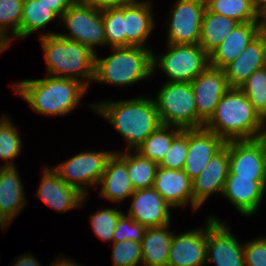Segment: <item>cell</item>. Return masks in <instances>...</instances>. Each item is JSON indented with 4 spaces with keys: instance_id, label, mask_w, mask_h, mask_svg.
Wrapping results in <instances>:
<instances>
[{
    "instance_id": "17",
    "label": "cell",
    "mask_w": 266,
    "mask_h": 266,
    "mask_svg": "<svg viewBox=\"0 0 266 266\" xmlns=\"http://www.w3.org/2000/svg\"><path fill=\"white\" fill-rule=\"evenodd\" d=\"M266 189V178H245L228 174L222 195L245 216L257 211Z\"/></svg>"
},
{
    "instance_id": "31",
    "label": "cell",
    "mask_w": 266,
    "mask_h": 266,
    "mask_svg": "<svg viewBox=\"0 0 266 266\" xmlns=\"http://www.w3.org/2000/svg\"><path fill=\"white\" fill-rule=\"evenodd\" d=\"M206 9L235 19L239 23L261 22L254 10L252 0H212L206 5Z\"/></svg>"
},
{
    "instance_id": "25",
    "label": "cell",
    "mask_w": 266,
    "mask_h": 266,
    "mask_svg": "<svg viewBox=\"0 0 266 266\" xmlns=\"http://www.w3.org/2000/svg\"><path fill=\"white\" fill-rule=\"evenodd\" d=\"M101 184L100 196L112 202H121L135 192L128 175L126 163L115 152L107 162L98 185Z\"/></svg>"
},
{
    "instance_id": "4",
    "label": "cell",
    "mask_w": 266,
    "mask_h": 266,
    "mask_svg": "<svg viewBox=\"0 0 266 266\" xmlns=\"http://www.w3.org/2000/svg\"><path fill=\"white\" fill-rule=\"evenodd\" d=\"M40 41L44 50L47 75L75 79L88 88L89 81L92 82L94 78L97 53L79 42L64 39L54 32L40 34Z\"/></svg>"
},
{
    "instance_id": "1",
    "label": "cell",
    "mask_w": 266,
    "mask_h": 266,
    "mask_svg": "<svg viewBox=\"0 0 266 266\" xmlns=\"http://www.w3.org/2000/svg\"><path fill=\"white\" fill-rule=\"evenodd\" d=\"M92 109L106 118L127 141V150H136L161 125L155 100L138 97L117 102H101Z\"/></svg>"
},
{
    "instance_id": "19",
    "label": "cell",
    "mask_w": 266,
    "mask_h": 266,
    "mask_svg": "<svg viewBox=\"0 0 266 266\" xmlns=\"http://www.w3.org/2000/svg\"><path fill=\"white\" fill-rule=\"evenodd\" d=\"M228 142L225 147L205 165L201 173L192 181L193 199L199 205L213 193L222 194L228 175Z\"/></svg>"
},
{
    "instance_id": "7",
    "label": "cell",
    "mask_w": 266,
    "mask_h": 266,
    "mask_svg": "<svg viewBox=\"0 0 266 266\" xmlns=\"http://www.w3.org/2000/svg\"><path fill=\"white\" fill-rule=\"evenodd\" d=\"M169 50L159 58L153 53V73L161 67L168 82H191L209 66V55L199 44H168ZM159 63V64H158Z\"/></svg>"
},
{
    "instance_id": "8",
    "label": "cell",
    "mask_w": 266,
    "mask_h": 266,
    "mask_svg": "<svg viewBox=\"0 0 266 266\" xmlns=\"http://www.w3.org/2000/svg\"><path fill=\"white\" fill-rule=\"evenodd\" d=\"M60 19L69 30L68 35L58 34L60 37L79 42L93 52L97 44L106 45L102 8L76 0Z\"/></svg>"
},
{
    "instance_id": "40",
    "label": "cell",
    "mask_w": 266,
    "mask_h": 266,
    "mask_svg": "<svg viewBox=\"0 0 266 266\" xmlns=\"http://www.w3.org/2000/svg\"><path fill=\"white\" fill-rule=\"evenodd\" d=\"M245 266H266V237L243 244Z\"/></svg>"
},
{
    "instance_id": "20",
    "label": "cell",
    "mask_w": 266,
    "mask_h": 266,
    "mask_svg": "<svg viewBox=\"0 0 266 266\" xmlns=\"http://www.w3.org/2000/svg\"><path fill=\"white\" fill-rule=\"evenodd\" d=\"M262 33L261 22L239 23L209 54V66L223 69Z\"/></svg>"
},
{
    "instance_id": "37",
    "label": "cell",
    "mask_w": 266,
    "mask_h": 266,
    "mask_svg": "<svg viewBox=\"0 0 266 266\" xmlns=\"http://www.w3.org/2000/svg\"><path fill=\"white\" fill-rule=\"evenodd\" d=\"M188 154V129L181 130L172 141L159 167L183 170Z\"/></svg>"
},
{
    "instance_id": "6",
    "label": "cell",
    "mask_w": 266,
    "mask_h": 266,
    "mask_svg": "<svg viewBox=\"0 0 266 266\" xmlns=\"http://www.w3.org/2000/svg\"><path fill=\"white\" fill-rule=\"evenodd\" d=\"M154 100L162 125L182 130L197 128V107L190 82L166 81Z\"/></svg>"
},
{
    "instance_id": "11",
    "label": "cell",
    "mask_w": 266,
    "mask_h": 266,
    "mask_svg": "<svg viewBox=\"0 0 266 266\" xmlns=\"http://www.w3.org/2000/svg\"><path fill=\"white\" fill-rule=\"evenodd\" d=\"M205 9L201 0H177L168 23V44H199Z\"/></svg>"
},
{
    "instance_id": "12",
    "label": "cell",
    "mask_w": 266,
    "mask_h": 266,
    "mask_svg": "<svg viewBox=\"0 0 266 266\" xmlns=\"http://www.w3.org/2000/svg\"><path fill=\"white\" fill-rule=\"evenodd\" d=\"M206 264L216 266H245L243 245L216 217L207 220Z\"/></svg>"
},
{
    "instance_id": "36",
    "label": "cell",
    "mask_w": 266,
    "mask_h": 266,
    "mask_svg": "<svg viewBox=\"0 0 266 266\" xmlns=\"http://www.w3.org/2000/svg\"><path fill=\"white\" fill-rule=\"evenodd\" d=\"M124 213L116 208L114 209H101L95 214L89 216L91 226L95 235H97L103 241H112L115 228L119 218Z\"/></svg>"
},
{
    "instance_id": "3",
    "label": "cell",
    "mask_w": 266,
    "mask_h": 266,
    "mask_svg": "<svg viewBox=\"0 0 266 266\" xmlns=\"http://www.w3.org/2000/svg\"><path fill=\"white\" fill-rule=\"evenodd\" d=\"M44 79L23 80L12 85L15 93L42 115L70 113L88 88L80 81L49 76Z\"/></svg>"
},
{
    "instance_id": "28",
    "label": "cell",
    "mask_w": 266,
    "mask_h": 266,
    "mask_svg": "<svg viewBox=\"0 0 266 266\" xmlns=\"http://www.w3.org/2000/svg\"><path fill=\"white\" fill-rule=\"evenodd\" d=\"M115 153L126 163L128 175L135 190L153 187L159 166L157 163L143 157L136 150L130 153L127 150L124 154Z\"/></svg>"
},
{
    "instance_id": "42",
    "label": "cell",
    "mask_w": 266,
    "mask_h": 266,
    "mask_svg": "<svg viewBox=\"0 0 266 266\" xmlns=\"http://www.w3.org/2000/svg\"><path fill=\"white\" fill-rule=\"evenodd\" d=\"M81 2L87 3L89 5H94L96 7H106V6H116L122 5L137 0H80Z\"/></svg>"
},
{
    "instance_id": "47",
    "label": "cell",
    "mask_w": 266,
    "mask_h": 266,
    "mask_svg": "<svg viewBox=\"0 0 266 266\" xmlns=\"http://www.w3.org/2000/svg\"><path fill=\"white\" fill-rule=\"evenodd\" d=\"M10 47V42L4 38V36L0 33V54L2 51H5Z\"/></svg>"
},
{
    "instance_id": "46",
    "label": "cell",
    "mask_w": 266,
    "mask_h": 266,
    "mask_svg": "<svg viewBox=\"0 0 266 266\" xmlns=\"http://www.w3.org/2000/svg\"><path fill=\"white\" fill-rule=\"evenodd\" d=\"M256 140L260 143L262 147L266 164V128L257 136Z\"/></svg>"
},
{
    "instance_id": "15",
    "label": "cell",
    "mask_w": 266,
    "mask_h": 266,
    "mask_svg": "<svg viewBox=\"0 0 266 266\" xmlns=\"http://www.w3.org/2000/svg\"><path fill=\"white\" fill-rule=\"evenodd\" d=\"M44 169L41 184L35 195L61 213L82 207L86 196L77 188L65 183L53 168Z\"/></svg>"
},
{
    "instance_id": "49",
    "label": "cell",
    "mask_w": 266,
    "mask_h": 266,
    "mask_svg": "<svg viewBox=\"0 0 266 266\" xmlns=\"http://www.w3.org/2000/svg\"><path fill=\"white\" fill-rule=\"evenodd\" d=\"M0 227H4L5 228V226H8L1 218H0Z\"/></svg>"
},
{
    "instance_id": "33",
    "label": "cell",
    "mask_w": 266,
    "mask_h": 266,
    "mask_svg": "<svg viewBox=\"0 0 266 266\" xmlns=\"http://www.w3.org/2000/svg\"><path fill=\"white\" fill-rule=\"evenodd\" d=\"M239 88L266 123V66L254 71Z\"/></svg>"
},
{
    "instance_id": "39",
    "label": "cell",
    "mask_w": 266,
    "mask_h": 266,
    "mask_svg": "<svg viewBox=\"0 0 266 266\" xmlns=\"http://www.w3.org/2000/svg\"><path fill=\"white\" fill-rule=\"evenodd\" d=\"M145 230V226L123 214L117 222V226L113 234V242L131 240L141 243Z\"/></svg>"
},
{
    "instance_id": "10",
    "label": "cell",
    "mask_w": 266,
    "mask_h": 266,
    "mask_svg": "<svg viewBox=\"0 0 266 266\" xmlns=\"http://www.w3.org/2000/svg\"><path fill=\"white\" fill-rule=\"evenodd\" d=\"M197 107V128H202L214 115L222 96L230 89L223 69L208 66L191 82Z\"/></svg>"
},
{
    "instance_id": "34",
    "label": "cell",
    "mask_w": 266,
    "mask_h": 266,
    "mask_svg": "<svg viewBox=\"0 0 266 266\" xmlns=\"http://www.w3.org/2000/svg\"><path fill=\"white\" fill-rule=\"evenodd\" d=\"M18 133L8 117L0 119V159L7 161L4 167H14L13 160L21 151L22 140Z\"/></svg>"
},
{
    "instance_id": "41",
    "label": "cell",
    "mask_w": 266,
    "mask_h": 266,
    "mask_svg": "<svg viewBox=\"0 0 266 266\" xmlns=\"http://www.w3.org/2000/svg\"><path fill=\"white\" fill-rule=\"evenodd\" d=\"M50 7L60 18L76 0H39Z\"/></svg>"
},
{
    "instance_id": "50",
    "label": "cell",
    "mask_w": 266,
    "mask_h": 266,
    "mask_svg": "<svg viewBox=\"0 0 266 266\" xmlns=\"http://www.w3.org/2000/svg\"><path fill=\"white\" fill-rule=\"evenodd\" d=\"M205 5H207L212 0H201Z\"/></svg>"
},
{
    "instance_id": "27",
    "label": "cell",
    "mask_w": 266,
    "mask_h": 266,
    "mask_svg": "<svg viewBox=\"0 0 266 266\" xmlns=\"http://www.w3.org/2000/svg\"><path fill=\"white\" fill-rule=\"evenodd\" d=\"M239 24L235 19L205 9L199 45L209 55Z\"/></svg>"
},
{
    "instance_id": "35",
    "label": "cell",
    "mask_w": 266,
    "mask_h": 266,
    "mask_svg": "<svg viewBox=\"0 0 266 266\" xmlns=\"http://www.w3.org/2000/svg\"><path fill=\"white\" fill-rule=\"evenodd\" d=\"M23 1L24 0H0V33L9 42H11L12 37L16 39L20 38ZM10 25L11 32L7 34Z\"/></svg>"
},
{
    "instance_id": "9",
    "label": "cell",
    "mask_w": 266,
    "mask_h": 266,
    "mask_svg": "<svg viewBox=\"0 0 266 266\" xmlns=\"http://www.w3.org/2000/svg\"><path fill=\"white\" fill-rule=\"evenodd\" d=\"M112 152H81L53 168L65 183L77 188L85 196L84 185H97ZM84 184V185H82ZM82 185V186H81Z\"/></svg>"
},
{
    "instance_id": "29",
    "label": "cell",
    "mask_w": 266,
    "mask_h": 266,
    "mask_svg": "<svg viewBox=\"0 0 266 266\" xmlns=\"http://www.w3.org/2000/svg\"><path fill=\"white\" fill-rule=\"evenodd\" d=\"M181 130L182 129L174 126L161 125L144 140L136 151L143 157L149 158L151 161H154L159 165L164 159L165 154L168 152L173 138Z\"/></svg>"
},
{
    "instance_id": "18",
    "label": "cell",
    "mask_w": 266,
    "mask_h": 266,
    "mask_svg": "<svg viewBox=\"0 0 266 266\" xmlns=\"http://www.w3.org/2000/svg\"><path fill=\"white\" fill-rule=\"evenodd\" d=\"M207 224L172 237L167 266H205Z\"/></svg>"
},
{
    "instance_id": "30",
    "label": "cell",
    "mask_w": 266,
    "mask_h": 266,
    "mask_svg": "<svg viewBox=\"0 0 266 266\" xmlns=\"http://www.w3.org/2000/svg\"><path fill=\"white\" fill-rule=\"evenodd\" d=\"M58 15L39 0H24L20 22V38L45 28Z\"/></svg>"
},
{
    "instance_id": "14",
    "label": "cell",
    "mask_w": 266,
    "mask_h": 266,
    "mask_svg": "<svg viewBox=\"0 0 266 266\" xmlns=\"http://www.w3.org/2000/svg\"><path fill=\"white\" fill-rule=\"evenodd\" d=\"M228 156V174L245 178H266L264 153L256 139L229 141Z\"/></svg>"
},
{
    "instance_id": "38",
    "label": "cell",
    "mask_w": 266,
    "mask_h": 266,
    "mask_svg": "<svg viewBox=\"0 0 266 266\" xmlns=\"http://www.w3.org/2000/svg\"><path fill=\"white\" fill-rule=\"evenodd\" d=\"M112 250L114 266H138L142 264L141 243L131 240L113 242Z\"/></svg>"
},
{
    "instance_id": "5",
    "label": "cell",
    "mask_w": 266,
    "mask_h": 266,
    "mask_svg": "<svg viewBox=\"0 0 266 266\" xmlns=\"http://www.w3.org/2000/svg\"><path fill=\"white\" fill-rule=\"evenodd\" d=\"M106 58L95 55L94 81L112 85H132L153 73V52L139 46L112 47Z\"/></svg>"
},
{
    "instance_id": "32",
    "label": "cell",
    "mask_w": 266,
    "mask_h": 266,
    "mask_svg": "<svg viewBox=\"0 0 266 266\" xmlns=\"http://www.w3.org/2000/svg\"><path fill=\"white\" fill-rule=\"evenodd\" d=\"M102 19L109 47H126L124 4L102 7Z\"/></svg>"
},
{
    "instance_id": "13",
    "label": "cell",
    "mask_w": 266,
    "mask_h": 266,
    "mask_svg": "<svg viewBox=\"0 0 266 266\" xmlns=\"http://www.w3.org/2000/svg\"><path fill=\"white\" fill-rule=\"evenodd\" d=\"M225 144L221 137L205 127L188 129V154L183 168L185 174L193 181Z\"/></svg>"
},
{
    "instance_id": "48",
    "label": "cell",
    "mask_w": 266,
    "mask_h": 266,
    "mask_svg": "<svg viewBox=\"0 0 266 266\" xmlns=\"http://www.w3.org/2000/svg\"><path fill=\"white\" fill-rule=\"evenodd\" d=\"M261 24H262V32L266 35V14L263 17H261Z\"/></svg>"
},
{
    "instance_id": "45",
    "label": "cell",
    "mask_w": 266,
    "mask_h": 266,
    "mask_svg": "<svg viewBox=\"0 0 266 266\" xmlns=\"http://www.w3.org/2000/svg\"><path fill=\"white\" fill-rule=\"evenodd\" d=\"M49 266H82L76 263V261H71V259H56V262H52V264H50Z\"/></svg>"
},
{
    "instance_id": "24",
    "label": "cell",
    "mask_w": 266,
    "mask_h": 266,
    "mask_svg": "<svg viewBox=\"0 0 266 266\" xmlns=\"http://www.w3.org/2000/svg\"><path fill=\"white\" fill-rule=\"evenodd\" d=\"M149 0L134 1L124 4V26L126 33V47H145V40L154 28Z\"/></svg>"
},
{
    "instance_id": "44",
    "label": "cell",
    "mask_w": 266,
    "mask_h": 266,
    "mask_svg": "<svg viewBox=\"0 0 266 266\" xmlns=\"http://www.w3.org/2000/svg\"><path fill=\"white\" fill-rule=\"evenodd\" d=\"M252 4L260 18L266 14V0H252Z\"/></svg>"
},
{
    "instance_id": "16",
    "label": "cell",
    "mask_w": 266,
    "mask_h": 266,
    "mask_svg": "<svg viewBox=\"0 0 266 266\" xmlns=\"http://www.w3.org/2000/svg\"><path fill=\"white\" fill-rule=\"evenodd\" d=\"M130 197L133 201L128 217L146 228L170 224L169 208L172 206L153 187L135 190Z\"/></svg>"
},
{
    "instance_id": "22",
    "label": "cell",
    "mask_w": 266,
    "mask_h": 266,
    "mask_svg": "<svg viewBox=\"0 0 266 266\" xmlns=\"http://www.w3.org/2000/svg\"><path fill=\"white\" fill-rule=\"evenodd\" d=\"M266 66V35L262 32L223 70L230 87L239 88L256 70Z\"/></svg>"
},
{
    "instance_id": "2",
    "label": "cell",
    "mask_w": 266,
    "mask_h": 266,
    "mask_svg": "<svg viewBox=\"0 0 266 266\" xmlns=\"http://www.w3.org/2000/svg\"><path fill=\"white\" fill-rule=\"evenodd\" d=\"M265 124L242 90L230 87L204 127L229 142L254 140L266 128Z\"/></svg>"
},
{
    "instance_id": "43",
    "label": "cell",
    "mask_w": 266,
    "mask_h": 266,
    "mask_svg": "<svg viewBox=\"0 0 266 266\" xmlns=\"http://www.w3.org/2000/svg\"><path fill=\"white\" fill-rule=\"evenodd\" d=\"M14 266H40L39 261H37L33 256L31 255H22L18 257L17 262Z\"/></svg>"
},
{
    "instance_id": "21",
    "label": "cell",
    "mask_w": 266,
    "mask_h": 266,
    "mask_svg": "<svg viewBox=\"0 0 266 266\" xmlns=\"http://www.w3.org/2000/svg\"><path fill=\"white\" fill-rule=\"evenodd\" d=\"M153 188L172 207H183L189 201L193 210L200 207L193 199L192 180L183 170L158 166Z\"/></svg>"
},
{
    "instance_id": "26",
    "label": "cell",
    "mask_w": 266,
    "mask_h": 266,
    "mask_svg": "<svg viewBox=\"0 0 266 266\" xmlns=\"http://www.w3.org/2000/svg\"><path fill=\"white\" fill-rule=\"evenodd\" d=\"M170 224L148 227L142 242V264L144 266H167L173 233L168 230Z\"/></svg>"
},
{
    "instance_id": "23",
    "label": "cell",
    "mask_w": 266,
    "mask_h": 266,
    "mask_svg": "<svg viewBox=\"0 0 266 266\" xmlns=\"http://www.w3.org/2000/svg\"><path fill=\"white\" fill-rule=\"evenodd\" d=\"M16 167H0V218L9 226L24 208L26 199Z\"/></svg>"
}]
</instances>
